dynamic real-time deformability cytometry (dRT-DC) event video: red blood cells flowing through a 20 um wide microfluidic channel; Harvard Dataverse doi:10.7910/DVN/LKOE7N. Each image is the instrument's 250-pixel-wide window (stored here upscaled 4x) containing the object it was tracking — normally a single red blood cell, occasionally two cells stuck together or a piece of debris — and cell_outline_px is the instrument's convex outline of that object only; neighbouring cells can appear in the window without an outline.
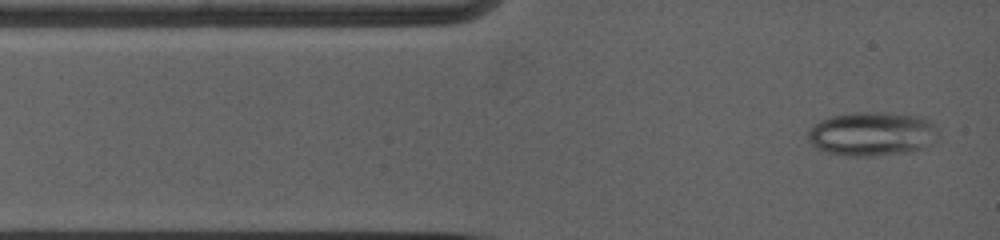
{"species": "common noctule bat (a hibernating species)", "species_latin": "Nyctalus noctula", "temperature_condition": "warm", "stored_images_in_passage": 38, "camera_frame_rate_fps": 5000, "um_per_image_px": 0.085, "animal": {"sex": "female", "body_mass_g": 19.0, "forearm_length_mm": 53.3}, "frame": {"image": 1, "passage_image": 1, "time_ms": 0.0, "image_size_px": [1000, 240], "cell_outline_px": [[936, 140], [924, 148], [904, 152], [868, 156], [844, 156], [828, 152], [816, 148], [808, 140], [808, 132], [820, 120], [832, 116], [860, 112], [888, 112], [916, 116], [928, 120], [936, 128]], "centroid_in_image_um": [74.11, 11.38], "position_along_channel_um": 10.9, "area_um2": 33.06}}
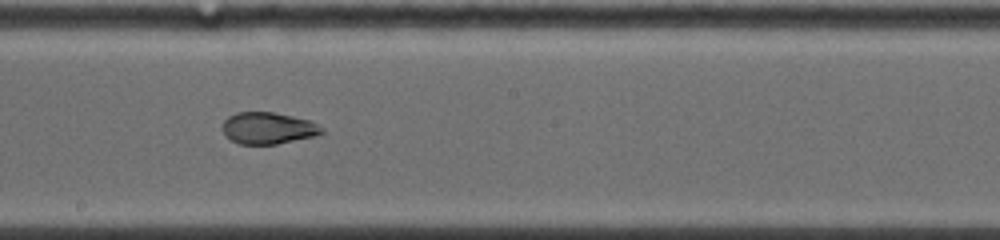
{"frame": {"image": 2, "passage_image": 14, "time_ms": 6.4, "image_size_px": [1000, 240], "cell_outline_px": [[324, 132], [312, 136], [276, 144], [240, 144], [224, 136], [224, 120], [228, 116], [236, 112], [272, 112], [292, 116], [308, 120], [324, 128]], "centroid_in_image_um": [22.76, 10.89], "position_along_channel_um": 225.4, "area_um2": 18.09}}
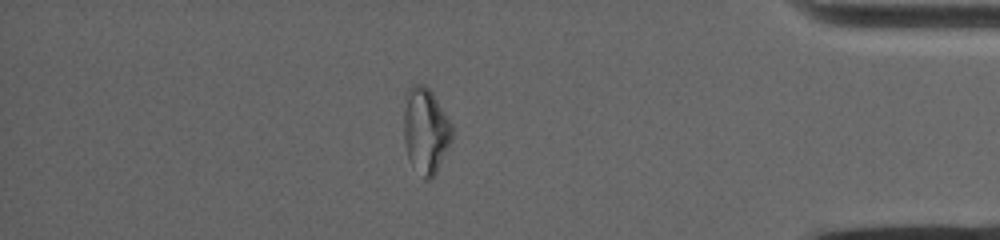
{"frame": {"image": 3, "passage_image": 26, "time_ms": 11.8, "image_size_px": [1000, 240], "cell_outline_px": [[452, 140], [436, 172], [428, 180], [424, 180], [412, 164], [408, 156], [404, 140], [404, 92], [412, 84], [424, 84], [432, 92], [452, 124]], "centroid_in_image_um": [36.16, 11.06], "position_along_channel_um": 399.0, "area_um2": 24.16}}